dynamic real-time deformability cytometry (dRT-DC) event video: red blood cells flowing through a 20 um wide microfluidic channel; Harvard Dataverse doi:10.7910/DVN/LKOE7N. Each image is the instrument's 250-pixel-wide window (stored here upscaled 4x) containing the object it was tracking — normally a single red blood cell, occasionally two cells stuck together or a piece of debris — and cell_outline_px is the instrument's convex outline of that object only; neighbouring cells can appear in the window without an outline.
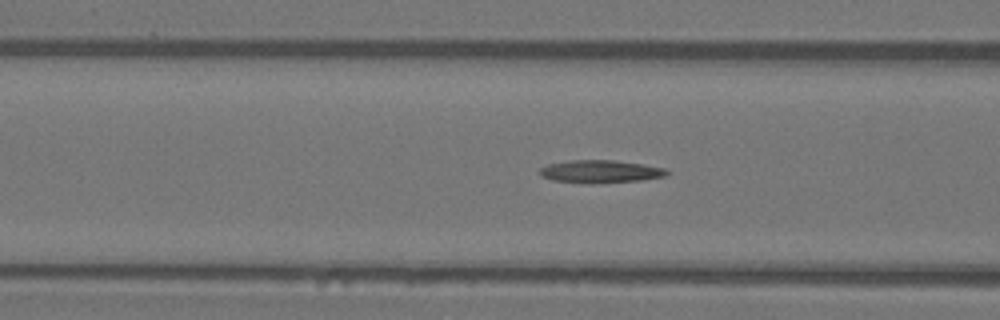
{"species": "Egyptian fruit bat (a non-hibernating species)", "species_latin": "Rousettus aegyptiacus", "temperature_condition": "warm", "stored_images_in_passage": 36, "camera_frame_rate_fps": 3000, "um_per_image_px": 0.085, "animal": {"sex": "female"}, "frame": {"image": 1, "passage_image": 14, "time_ms": 4.333, "image_size_px": [1000, 320], "cell_outline_px": [[668, 172], [664, 176], [640, 180], [592, 184], [588, 184], [552, 180], [544, 176], [540, 172], [540, 168], [548, 164], [572, 160], [612, 160], [640, 164], [664, 168]], "centroid_in_image_um": [51.0, 14.58], "position_along_channel_um": 115.6, "area_um2": 16.59}}
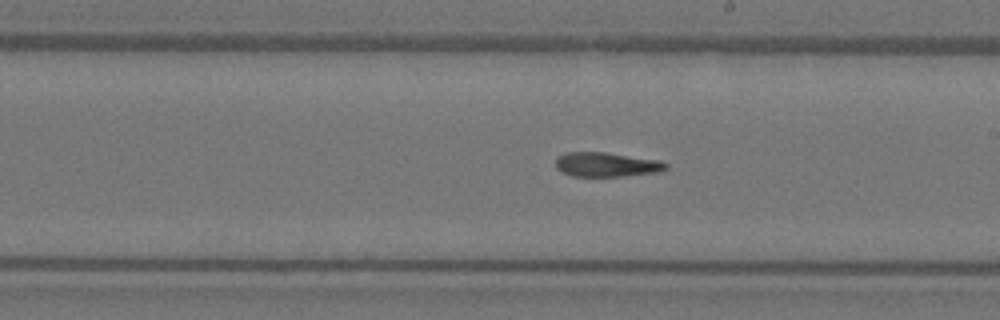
{"frame": {"image": 2, "passage_image": 23, "time_ms": 7.333, "image_size_px": [1000, 320], "cell_outline_px": [[668, 168], [656, 172], [620, 176], [572, 176], [560, 172], [556, 168], [556, 156], [568, 152], [604, 152], [660, 160], [668, 164]], "centroid_in_image_um": [51.51, 13.98], "position_along_channel_um": 237.5, "area_um2": 15.66}}
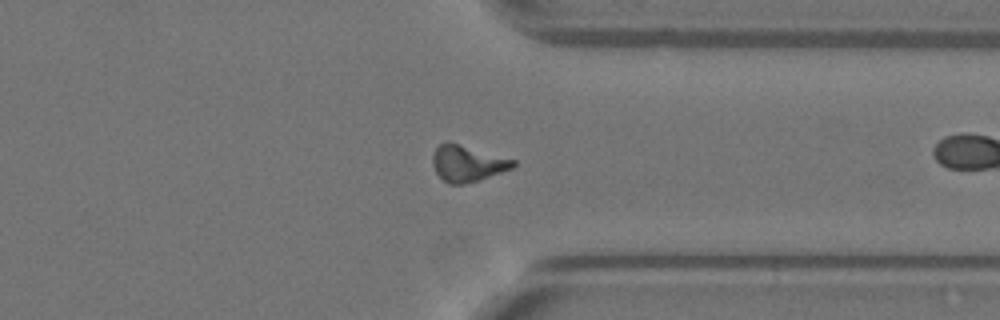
{"frame": {"image": 3, "passage_image": 33, "time_ms": 10.667, "image_size_px": [1000, 320], "cell_outline_px": [[516, 164], [512, 168], [464, 184], [448, 184], [436, 172], [432, 164], [432, 156], [436, 148], [440, 144], [448, 140], [516, 160]], "centroid_in_image_um": [39.7, 13.86], "position_along_channel_um": 371.7, "area_um2": 16.88}, "authors_computed_cell_mechanics": {"area_um2": 16.5019, "velocity_mm_per_s": 4.0674, "shape_relaxation_time_tau1_ms": null, "shape_relaxation_time_tau2_ms": 5.0321, "deformation_change_tau1": null, "deformation_change_tau2": 0.1605}}